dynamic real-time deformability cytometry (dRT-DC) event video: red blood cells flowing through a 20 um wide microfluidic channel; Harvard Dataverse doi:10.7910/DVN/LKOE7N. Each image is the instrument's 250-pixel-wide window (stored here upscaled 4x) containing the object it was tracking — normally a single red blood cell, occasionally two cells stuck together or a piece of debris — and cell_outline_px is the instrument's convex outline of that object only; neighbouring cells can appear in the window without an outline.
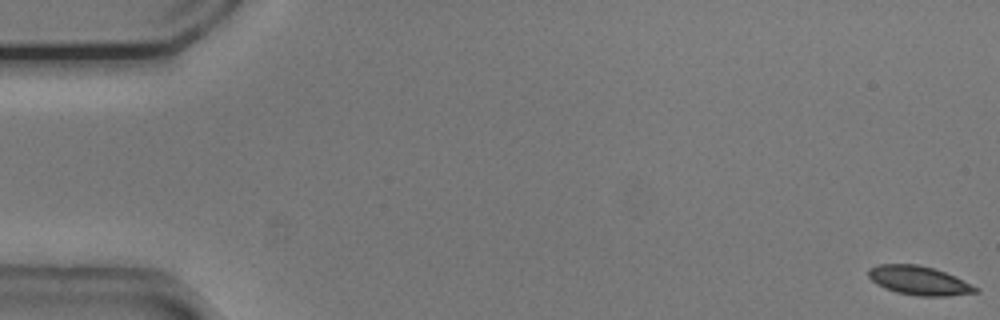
{"species": "common noctule bat (a hibernating species)", "species_latin": "Nyctalus noctula", "temperature_condition": "cold", "stored_images_in_passage": 56, "segment_of_instrument_passage": [1, 2], "camera_frame_rate_fps": 3000, "um_per_image_px": 0.085, "animal": {"sex": "male", "body_mass_g": 20.5, "forearm_length_mm": 52.5}, "frame": {"image": 1, "passage_image": 1, "time_ms": 0.0, "image_size_px": [1000, 320], "cell_outline_px": [[980, 292], [948, 296], [916, 296], [896, 292], [884, 288], [876, 284], [868, 276], [868, 268], [880, 264], [916, 264], [932, 268], [944, 272], [980, 288]], "centroid_in_image_um": [78.1, 23.86], "position_along_channel_um": 6.9, "area_um2": 18.03}}
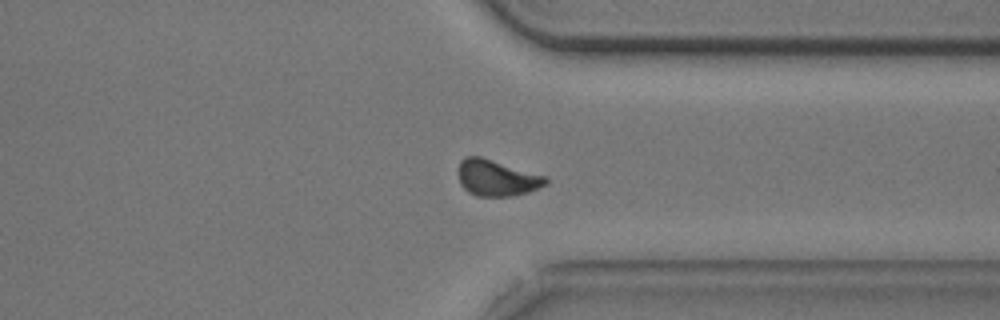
{"frame": {"image": 2, "passage_image": 42, "time_ms": 13.667, "image_size_px": [1000, 320], "cell_outline_px": [[548, 184], [528, 192], [512, 196], [476, 196], [468, 192], [460, 184], [460, 160], [464, 156], [480, 156], [548, 176]], "centroid_in_image_um": [42.26, 15.12], "position_along_channel_um": 369.1, "area_um2": 18.5}}
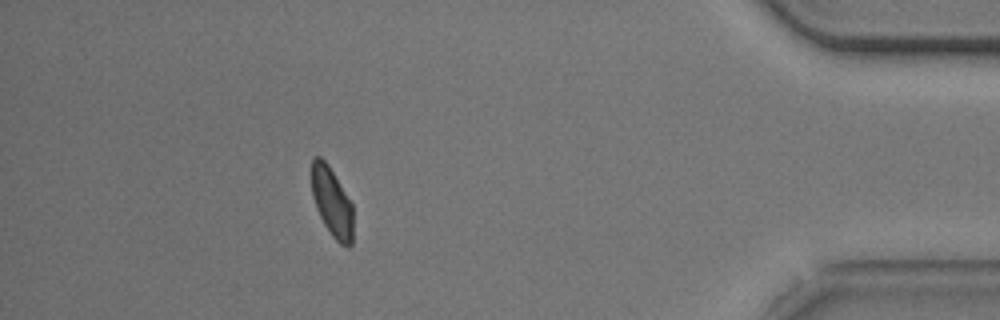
{"frame": {"image": 3, "passage_image": 49, "time_ms": 16.0, "image_size_px": [1000, 320], "cell_outline_px": [[352, 244], [348, 248], [340, 244], [332, 236], [324, 224], [316, 208], [312, 196], [312, 156], [320, 156], [328, 164], [352, 204]], "centroid_in_image_um": [28.2, 17.19], "position_along_channel_um": 407.0, "area_um2": 16.65}}